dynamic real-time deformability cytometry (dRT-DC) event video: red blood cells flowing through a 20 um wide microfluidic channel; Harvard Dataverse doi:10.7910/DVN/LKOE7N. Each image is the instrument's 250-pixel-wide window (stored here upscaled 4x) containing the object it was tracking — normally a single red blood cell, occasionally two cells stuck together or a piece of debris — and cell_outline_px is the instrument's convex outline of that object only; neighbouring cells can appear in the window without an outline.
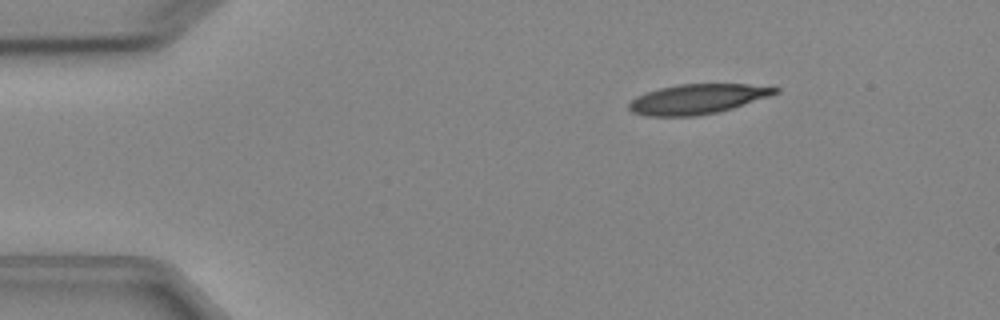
{"species": "Egyptian fruit bat (a non-hibernating species)", "species_latin": "Rousettus aegyptiacus", "temperature_condition": "cold", "stored_images_in_passage": 3, "camera_frame_rate_fps": 3000, "um_per_image_px": 0.085, "animal": {"sex": "female"}, "frame": {"image": 1, "passage_image": 1, "time_ms": 0.0, "image_size_px": [1000, 320], "cell_outline_px": [[780, 92], [732, 108], [716, 112], [696, 116], [648, 116], [632, 112], [628, 108], [628, 104], [636, 96], [660, 88], [676, 84], [748, 84], [780, 88]], "centroid_in_image_um": [59.26, 8.41], "position_along_channel_um": 25.7, "area_um2": 25.2}}